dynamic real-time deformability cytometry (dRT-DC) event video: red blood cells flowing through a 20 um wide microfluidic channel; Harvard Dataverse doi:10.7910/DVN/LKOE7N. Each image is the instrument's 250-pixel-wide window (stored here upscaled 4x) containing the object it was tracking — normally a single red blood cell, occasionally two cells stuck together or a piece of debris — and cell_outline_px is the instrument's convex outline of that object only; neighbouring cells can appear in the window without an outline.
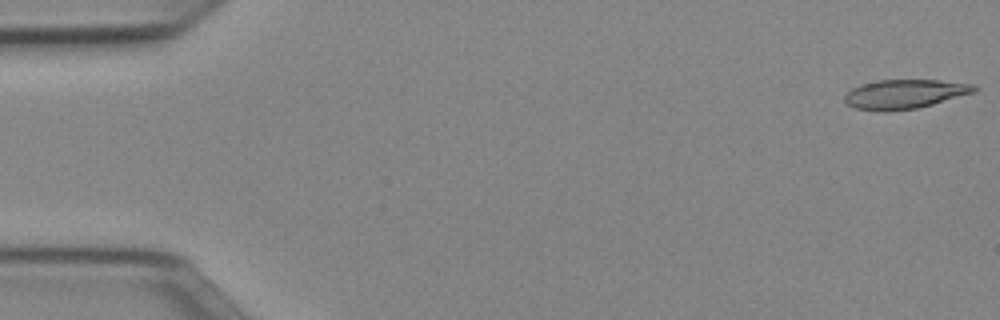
{"species": "Egyptian fruit bat (a non-hibernating species)", "species_latin": "Rousettus aegyptiacus", "temperature_condition": "cold", "stored_images_in_passage": 51, "camera_frame_rate_fps": 3000, "um_per_image_px": 0.085, "animal": {"sex": "female"}, "frame": {"image": 1, "passage_image": 1, "time_ms": 0.0, "image_size_px": [1000, 320], "cell_outline_px": [[980, 88], [976, 92], [932, 104], [916, 108], [856, 108], [848, 104], [844, 100], [844, 96], [852, 88], [860, 84], [876, 80], [940, 80], [972, 84]], "centroid_in_image_um": [76.97, 7.93], "position_along_channel_um": 8.0, "area_um2": 21.21}}
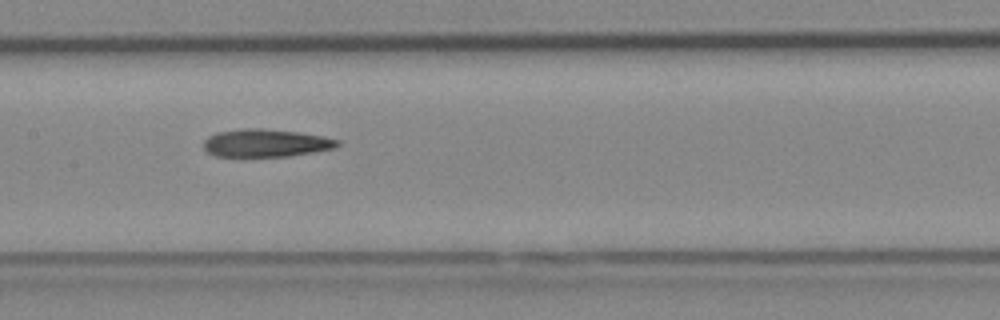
{"frame": {"image": 2, "passage_image": 25, "time_ms": 8.0, "image_size_px": [1000, 320], "cell_outline_px": [[340, 144], [336, 148], [292, 156], [216, 156], [208, 152], [204, 148], [204, 140], [208, 136], [216, 132], [244, 128], [264, 128], [296, 132], [324, 136], [340, 140]], "centroid_in_image_um": [22.62, 12.15], "position_along_channel_um": 184.8, "area_um2": 21.79}}
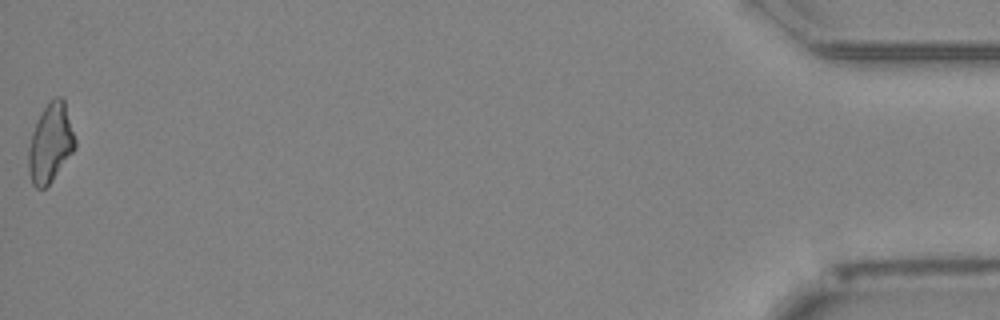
{"frame": {"image": 3, "passage_image": 51, "time_ms": 16.667, "image_size_px": [1000, 320], "cell_outline_px": [[76, 148], [52, 180], [44, 188], [36, 188], [32, 184], [28, 172], [28, 148], [32, 132], [44, 108], [56, 96], [60, 96], [64, 100], [76, 140]], "centroid_in_image_um": [4.29, 12.19], "position_along_channel_um": 430.9, "area_um2": 21.15}, "authors_computed_cell_mechanics": {"area_um2": 21.7906, "velocity_mm_per_s": 3.9578, "shape_relaxation_time_tau1_ms": null, "shape_relaxation_time_tau2_ms": 3.5262, "deformation_change_tau1": null, "deformation_change_tau2": 0.1427}}